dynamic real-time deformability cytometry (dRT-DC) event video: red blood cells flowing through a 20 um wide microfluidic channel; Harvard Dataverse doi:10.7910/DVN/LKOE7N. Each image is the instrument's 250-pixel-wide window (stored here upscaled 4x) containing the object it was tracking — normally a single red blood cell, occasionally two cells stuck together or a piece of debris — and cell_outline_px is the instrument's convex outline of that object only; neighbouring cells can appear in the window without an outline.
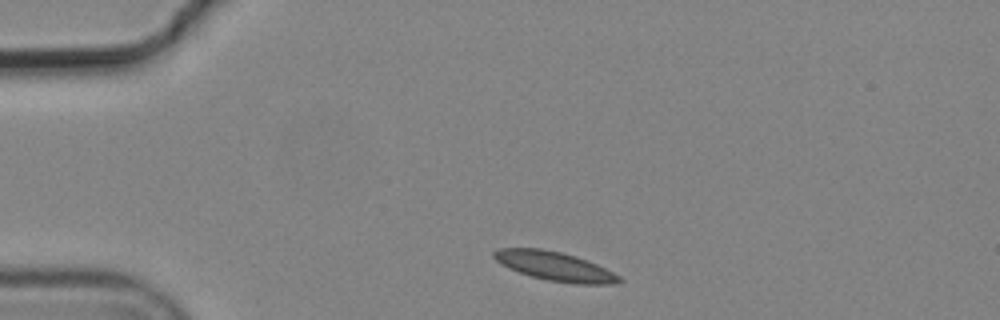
{"species": "common noctule bat (a hibernating species)", "species_latin": "Nyctalus noctula", "temperature_condition": "cold", "stored_images_in_passage": 2, "camera_frame_rate_fps": 3000, "um_per_image_px": 0.085, "animal": {"sex": "male", "body_mass_g": 19.2, "forearm_length_mm": 51.8}, "frame": {"image": 1, "passage_image": 1, "time_ms": 0.0, "image_size_px": [1000, 320], "cell_outline_px": [[624, 280], [616, 284], [572, 284], [548, 280], [532, 276], [508, 268], [500, 264], [492, 256], [492, 252], [500, 248], [544, 248], [576, 256], [588, 260], [620, 276]], "centroid_in_image_um": [47.16, 22.63], "position_along_channel_um": 37.8, "area_um2": 21.27}}